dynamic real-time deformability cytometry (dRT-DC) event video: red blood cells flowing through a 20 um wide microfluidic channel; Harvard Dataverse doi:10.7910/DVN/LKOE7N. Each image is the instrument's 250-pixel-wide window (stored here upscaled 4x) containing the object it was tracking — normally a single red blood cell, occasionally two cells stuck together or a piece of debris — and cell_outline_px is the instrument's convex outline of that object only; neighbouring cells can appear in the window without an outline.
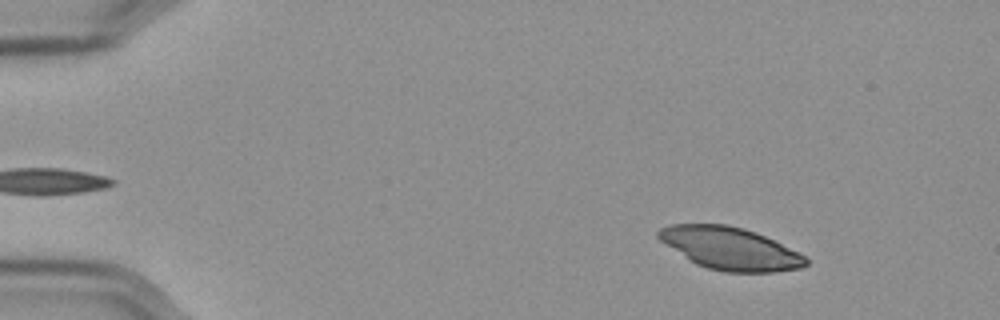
{"species": "Egyptian fruit bat (a non-hibernating species)", "species_latin": "Rousettus aegyptiacus", "temperature_condition": "cold", "stored_images_in_passage": 56, "camera_frame_rate_fps": 3000, "um_per_image_px": 0.085, "frame": {"image": 1, "passage_image": 7, "time_ms": 2.0, "image_size_px": [1000, 320], "cell_outline_px": [[808, 264], [800, 268], [772, 272], [724, 272], [708, 268], [696, 264], [660, 240], [656, 236], [656, 232], [660, 228], [672, 224], [728, 224], [744, 228], [756, 232], [804, 256], [808, 260]], "centroid_in_image_um": [62.03, 21.11], "position_along_channel_um": 23.0, "area_um2": 36.01}}